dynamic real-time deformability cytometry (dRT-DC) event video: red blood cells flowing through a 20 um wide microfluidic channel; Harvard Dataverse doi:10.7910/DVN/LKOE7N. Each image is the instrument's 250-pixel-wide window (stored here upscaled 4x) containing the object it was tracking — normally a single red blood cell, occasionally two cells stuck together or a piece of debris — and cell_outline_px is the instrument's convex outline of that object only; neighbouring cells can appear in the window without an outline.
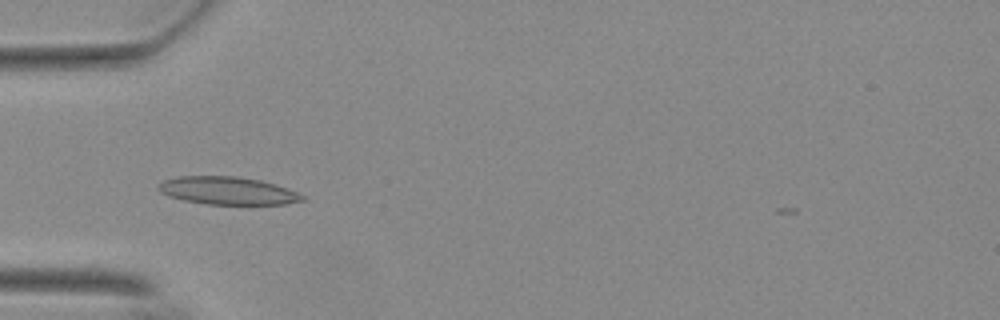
{"species": "Egyptian fruit bat (a non-hibernating species)", "species_latin": "Rousettus aegyptiacus", "temperature_condition": "warm", "stored_images_in_passage": 38, "camera_frame_rate_fps": 3000, "um_per_image_px": 0.085, "animal": {"sex": "female"}, "frame": {"image": 1, "passage_image": 1, "time_ms": 0.0, "image_size_px": [1000, 320], "cell_outline_px": [[304, 200], [284, 204], [208, 204], [184, 200], [168, 196], [160, 192], [156, 188], [156, 184], [164, 180], [180, 176], [236, 176], [260, 180], [300, 192], [304, 196]], "centroid_in_image_um": [19.32, 16.2], "position_along_channel_um": 65.7, "area_um2": 23.29}}
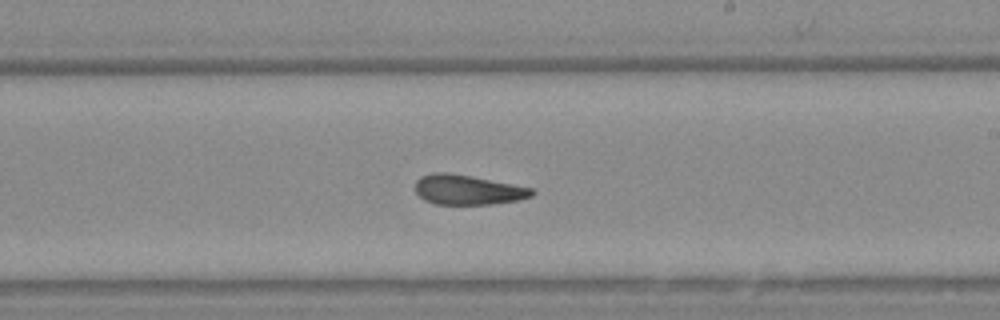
{"frame": {"image": 2, "passage_image": 16, "time_ms": 5.0, "image_size_px": [1000, 320], "cell_outline_px": [[536, 192], [532, 196], [516, 200], [492, 204], [436, 204], [424, 200], [416, 192], [416, 180], [420, 176], [432, 172], [448, 172], [472, 176], [532, 188]], "centroid_in_image_um": [39.73, 16.12], "position_along_channel_um": 249.3, "area_um2": 20.23}}
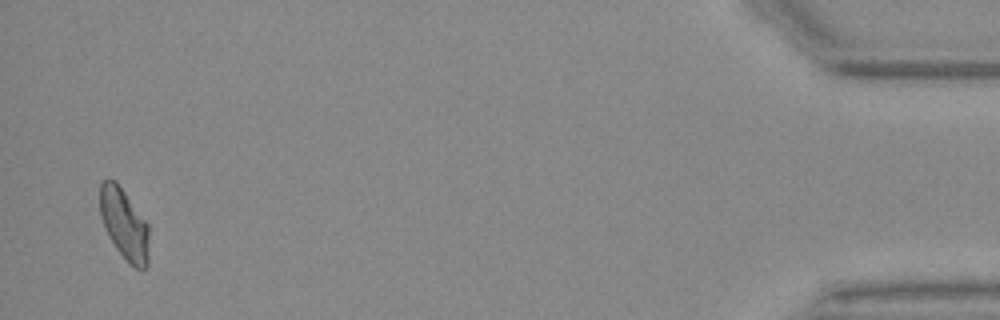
{"frame": {"image": 3, "passage_image": 37, "time_ms": 12.0, "image_size_px": [1000, 320], "cell_outline_px": [[148, 264], [144, 268], [132, 268], [128, 264], [116, 248], [100, 216], [100, 184], [108, 176], [116, 180], [148, 224]], "centroid_in_image_um": [10.56, 19.03], "position_along_channel_um": 424.6, "area_um2": 20.23}}